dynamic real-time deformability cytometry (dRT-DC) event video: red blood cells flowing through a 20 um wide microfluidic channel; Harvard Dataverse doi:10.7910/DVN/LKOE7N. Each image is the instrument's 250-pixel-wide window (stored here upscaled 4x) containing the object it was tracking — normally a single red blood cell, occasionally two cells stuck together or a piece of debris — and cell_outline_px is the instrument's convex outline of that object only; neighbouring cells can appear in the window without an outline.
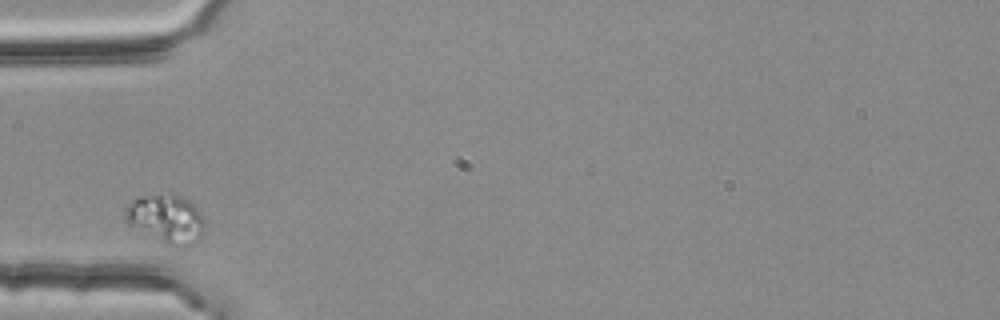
{"species": "common noctule bat (a hibernating species)", "species_latin": "Nyctalus noctula", "temperature_condition": "room temperature", "stored_images_in_passage": 1, "camera_frame_rate_fps": 3000, "um_per_image_px": 0.085, "animal": {"sex": "female", "body_mass_g": 25.1}, "frame": {"image": 1, "passage_image": 1, "time_ms": 0.0, "image_size_px": [1000, 320], "cell_outline_px": [[204, 232], [200, 240], [192, 244], [176, 248], [128, 224], [124, 220], [124, 208], [132, 200], [140, 196], [168, 192], [176, 192], [192, 200], [200, 212], [204, 220]], "centroid_in_image_um": [14.16, 18.54], "position_along_channel_um": 70.8, "area_um2": 23.12}}